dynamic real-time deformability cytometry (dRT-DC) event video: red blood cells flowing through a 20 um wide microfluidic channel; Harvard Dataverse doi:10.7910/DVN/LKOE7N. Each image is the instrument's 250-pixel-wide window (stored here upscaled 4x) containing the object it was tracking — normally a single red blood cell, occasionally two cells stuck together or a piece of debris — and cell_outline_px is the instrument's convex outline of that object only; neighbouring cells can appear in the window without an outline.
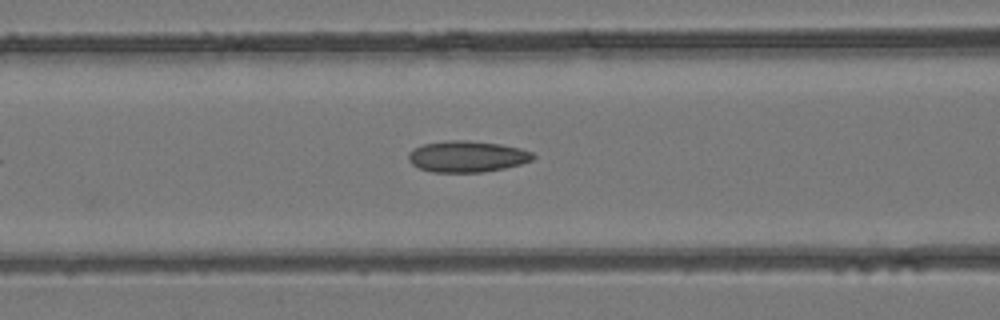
{"species": "common noctule bat (a hibernating species)", "species_latin": "Nyctalus noctula", "temperature_condition": "room temperature", "stored_images_in_passage": 5, "segment_of_instrument_passage": [1, 2], "camera_frame_rate_fps": 3000, "um_per_image_px": 0.085, "animal": {"sex": "female", "body_mass_g": 24.6, "forearm_length_mm": 56.2}, "frame": {"image": 1, "passage_image": 4, "time_ms": 1.0, "image_size_px": [1000, 320], "cell_outline_px": [[536, 156], [532, 160], [520, 164], [504, 168], [480, 172], [432, 172], [420, 168], [412, 164], [408, 160], [408, 152], [412, 148], [424, 144], [448, 140], [468, 140], [500, 144], [520, 148], [532, 152]], "centroid_in_image_um": [39.68, 13.29], "position_along_channel_um": 126.9, "area_um2": 22.72}}